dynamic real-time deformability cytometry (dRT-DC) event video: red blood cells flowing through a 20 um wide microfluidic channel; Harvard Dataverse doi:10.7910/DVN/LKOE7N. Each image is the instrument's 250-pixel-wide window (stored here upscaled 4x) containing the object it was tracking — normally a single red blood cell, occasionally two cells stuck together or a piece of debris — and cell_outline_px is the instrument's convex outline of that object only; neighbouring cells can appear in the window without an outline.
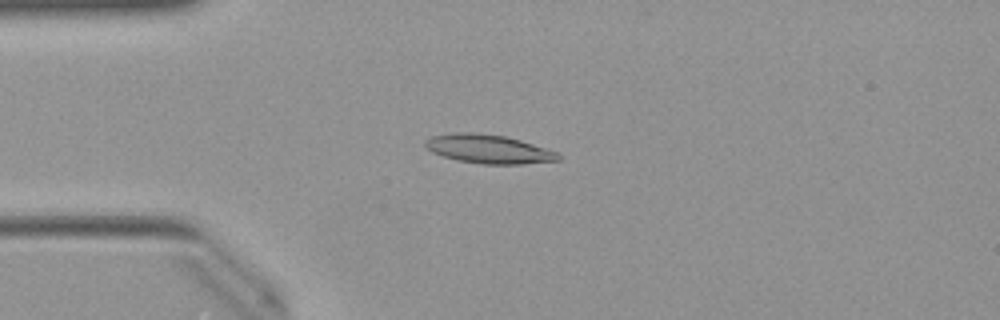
{"species": "Egyptian fruit bat (a non-hibernating species)", "species_latin": "Rousettus aegyptiacus", "temperature_condition": "warm", "stored_images_in_passage": 43, "camera_frame_rate_fps": 3000, "um_per_image_px": 0.085, "animal": {"sex": "female"}, "frame": {"image": 1, "passage_image": 5, "time_ms": 1.333, "image_size_px": [1000, 320], "cell_outline_px": [[560, 160], [520, 164], [484, 164], [456, 160], [432, 152], [424, 144], [424, 140], [428, 136], [452, 132], [476, 132], [504, 136], [520, 140], [556, 152], [560, 156]], "centroid_in_image_um": [41.46, 12.65], "position_along_channel_um": 43.5, "area_um2": 22.25}}
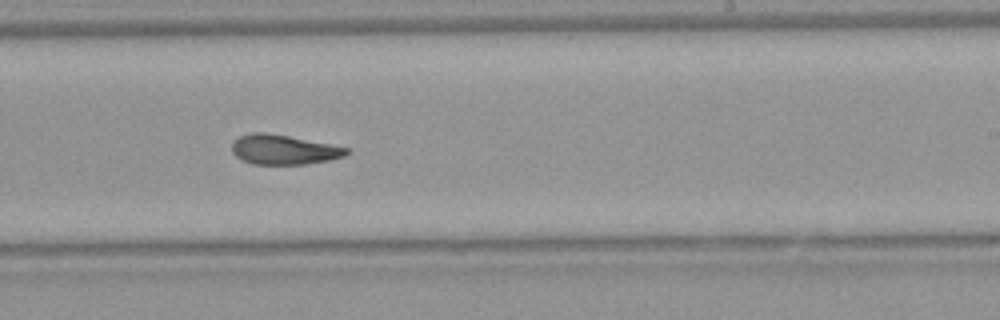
{"frame": {"image": 2, "passage_image": 23, "time_ms": 7.333, "image_size_px": [1000, 320], "cell_outline_px": [[348, 152], [344, 156], [328, 160], [304, 164], [252, 164], [236, 156], [232, 152], [232, 140], [240, 136], [252, 132], [264, 132], [288, 136], [348, 148]], "centroid_in_image_um": [24.05, 12.71], "position_along_channel_um": 264.9, "area_um2": 19.54}}
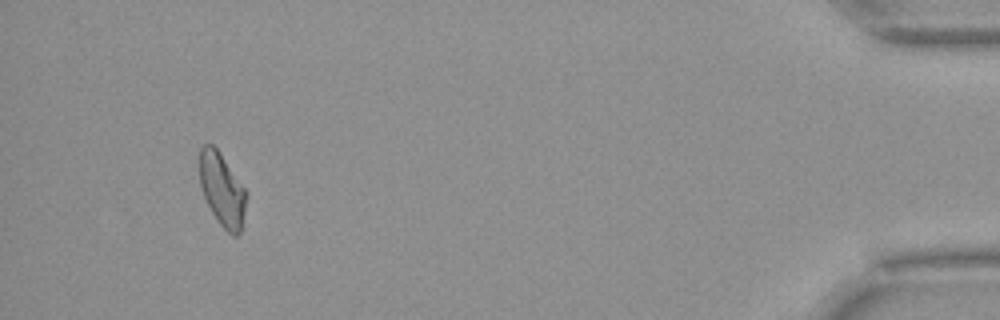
{"frame": {"image": 3, "passage_image": 40, "time_ms": 13.0, "image_size_px": [1000, 320], "cell_outline_px": [[248, 196], [240, 232], [236, 236], [232, 236], [220, 224], [212, 212], [204, 196], [200, 184], [200, 148], [204, 144], [212, 144], [216, 148], [248, 192]], "centroid_in_image_um": [18.9, 16.13], "position_along_channel_um": 416.3, "area_um2": 19.71}, "authors_computed_cell_mechanics": {"area_um2": 20.4612, "velocity_mm_per_s": 4.004, "shape_relaxation_time_tau1_ms": 11.3086, "shape_relaxation_time_tau2_ms": 2.6688, "deformation_change_tau1": 0.2871, "deformation_change_tau2": 0.0988}}